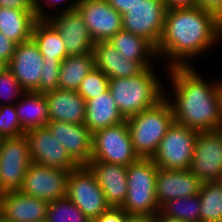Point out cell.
Wrapping results in <instances>:
<instances>
[{"label": "cell", "mask_w": 222, "mask_h": 222, "mask_svg": "<svg viewBox=\"0 0 222 222\" xmlns=\"http://www.w3.org/2000/svg\"><path fill=\"white\" fill-rule=\"evenodd\" d=\"M221 39L222 20L213 12L199 7L168 9L155 49L158 58L169 59L167 68L190 66L189 59L209 51Z\"/></svg>", "instance_id": "cell-1"}, {"label": "cell", "mask_w": 222, "mask_h": 222, "mask_svg": "<svg viewBox=\"0 0 222 222\" xmlns=\"http://www.w3.org/2000/svg\"><path fill=\"white\" fill-rule=\"evenodd\" d=\"M192 66L168 68L174 98L166 92L164 97L171 106L174 121L197 132L221 130L218 82L209 83Z\"/></svg>", "instance_id": "cell-2"}, {"label": "cell", "mask_w": 222, "mask_h": 222, "mask_svg": "<svg viewBox=\"0 0 222 222\" xmlns=\"http://www.w3.org/2000/svg\"><path fill=\"white\" fill-rule=\"evenodd\" d=\"M108 89L125 119L156 105L165 92L154 67L137 76L109 79Z\"/></svg>", "instance_id": "cell-3"}, {"label": "cell", "mask_w": 222, "mask_h": 222, "mask_svg": "<svg viewBox=\"0 0 222 222\" xmlns=\"http://www.w3.org/2000/svg\"><path fill=\"white\" fill-rule=\"evenodd\" d=\"M131 141L139 158L151 159L173 123V112L164 97L153 107L126 119Z\"/></svg>", "instance_id": "cell-4"}, {"label": "cell", "mask_w": 222, "mask_h": 222, "mask_svg": "<svg viewBox=\"0 0 222 222\" xmlns=\"http://www.w3.org/2000/svg\"><path fill=\"white\" fill-rule=\"evenodd\" d=\"M157 173L152 159L140 158L127 167L128 193L121 206L126 213L155 216L161 210L155 190Z\"/></svg>", "instance_id": "cell-5"}, {"label": "cell", "mask_w": 222, "mask_h": 222, "mask_svg": "<svg viewBox=\"0 0 222 222\" xmlns=\"http://www.w3.org/2000/svg\"><path fill=\"white\" fill-rule=\"evenodd\" d=\"M197 135V131L173 121L151 159L158 168L190 169Z\"/></svg>", "instance_id": "cell-6"}, {"label": "cell", "mask_w": 222, "mask_h": 222, "mask_svg": "<svg viewBox=\"0 0 222 222\" xmlns=\"http://www.w3.org/2000/svg\"><path fill=\"white\" fill-rule=\"evenodd\" d=\"M139 159L131 141L127 121L93 133L91 161L128 167Z\"/></svg>", "instance_id": "cell-7"}, {"label": "cell", "mask_w": 222, "mask_h": 222, "mask_svg": "<svg viewBox=\"0 0 222 222\" xmlns=\"http://www.w3.org/2000/svg\"><path fill=\"white\" fill-rule=\"evenodd\" d=\"M66 197L93 222L111 206L97 183L94 173L87 165L70 171Z\"/></svg>", "instance_id": "cell-8"}, {"label": "cell", "mask_w": 222, "mask_h": 222, "mask_svg": "<svg viewBox=\"0 0 222 222\" xmlns=\"http://www.w3.org/2000/svg\"><path fill=\"white\" fill-rule=\"evenodd\" d=\"M31 153L25 135L1 138L0 141V194L19 191L28 167Z\"/></svg>", "instance_id": "cell-9"}, {"label": "cell", "mask_w": 222, "mask_h": 222, "mask_svg": "<svg viewBox=\"0 0 222 222\" xmlns=\"http://www.w3.org/2000/svg\"><path fill=\"white\" fill-rule=\"evenodd\" d=\"M166 11L164 0H143L122 15V30L147 39L156 48Z\"/></svg>", "instance_id": "cell-10"}, {"label": "cell", "mask_w": 222, "mask_h": 222, "mask_svg": "<svg viewBox=\"0 0 222 222\" xmlns=\"http://www.w3.org/2000/svg\"><path fill=\"white\" fill-rule=\"evenodd\" d=\"M24 135L33 163L66 171L80 166L46 126L27 130Z\"/></svg>", "instance_id": "cell-11"}, {"label": "cell", "mask_w": 222, "mask_h": 222, "mask_svg": "<svg viewBox=\"0 0 222 222\" xmlns=\"http://www.w3.org/2000/svg\"><path fill=\"white\" fill-rule=\"evenodd\" d=\"M70 171L32 163L25 174L20 192L47 202L66 197Z\"/></svg>", "instance_id": "cell-12"}, {"label": "cell", "mask_w": 222, "mask_h": 222, "mask_svg": "<svg viewBox=\"0 0 222 222\" xmlns=\"http://www.w3.org/2000/svg\"><path fill=\"white\" fill-rule=\"evenodd\" d=\"M190 170L203 183L222 178V129L198 132Z\"/></svg>", "instance_id": "cell-13"}, {"label": "cell", "mask_w": 222, "mask_h": 222, "mask_svg": "<svg viewBox=\"0 0 222 222\" xmlns=\"http://www.w3.org/2000/svg\"><path fill=\"white\" fill-rule=\"evenodd\" d=\"M76 8L94 43L108 41L122 30V15L106 0H79Z\"/></svg>", "instance_id": "cell-14"}, {"label": "cell", "mask_w": 222, "mask_h": 222, "mask_svg": "<svg viewBox=\"0 0 222 222\" xmlns=\"http://www.w3.org/2000/svg\"><path fill=\"white\" fill-rule=\"evenodd\" d=\"M49 15L46 20L59 32L68 56H81L92 52L94 41L77 8Z\"/></svg>", "instance_id": "cell-15"}, {"label": "cell", "mask_w": 222, "mask_h": 222, "mask_svg": "<svg viewBox=\"0 0 222 222\" xmlns=\"http://www.w3.org/2000/svg\"><path fill=\"white\" fill-rule=\"evenodd\" d=\"M46 127L79 165L91 161L93 133L84 124L49 121Z\"/></svg>", "instance_id": "cell-16"}, {"label": "cell", "mask_w": 222, "mask_h": 222, "mask_svg": "<svg viewBox=\"0 0 222 222\" xmlns=\"http://www.w3.org/2000/svg\"><path fill=\"white\" fill-rule=\"evenodd\" d=\"M202 183L190 169L158 168L155 190L160 208L170 200L199 194Z\"/></svg>", "instance_id": "cell-17"}, {"label": "cell", "mask_w": 222, "mask_h": 222, "mask_svg": "<svg viewBox=\"0 0 222 222\" xmlns=\"http://www.w3.org/2000/svg\"><path fill=\"white\" fill-rule=\"evenodd\" d=\"M7 66L26 92H34L39 87L43 56L32 38L16 45Z\"/></svg>", "instance_id": "cell-18"}, {"label": "cell", "mask_w": 222, "mask_h": 222, "mask_svg": "<svg viewBox=\"0 0 222 222\" xmlns=\"http://www.w3.org/2000/svg\"><path fill=\"white\" fill-rule=\"evenodd\" d=\"M87 166L94 173L107 203L121 207L128 193L127 167L104 161H90Z\"/></svg>", "instance_id": "cell-19"}, {"label": "cell", "mask_w": 222, "mask_h": 222, "mask_svg": "<svg viewBox=\"0 0 222 222\" xmlns=\"http://www.w3.org/2000/svg\"><path fill=\"white\" fill-rule=\"evenodd\" d=\"M2 216L10 222L46 221L49 202L20 191L1 194Z\"/></svg>", "instance_id": "cell-20"}, {"label": "cell", "mask_w": 222, "mask_h": 222, "mask_svg": "<svg viewBox=\"0 0 222 222\" xmlns=\"http://www.w3.org/2000/svg\"><path fill=\"white\" fill-rule=\"evenodd\" d=\"M92 53L95 68L109 79L137 76L147 69L141 62L126 59L108 41L94 43Z\"/></svg>", "instance_id": "cell-21"}, {"label": "cell", "mask_w": 222, "mask_h": 222, "mask_svg": "<svg viewBox=\"0 0 222 222\" xmlns=\"http://www.w3.org/2000/svg\"><path fill=\"white\" fill-rule=\"evenodd\" d=\"M44 95L49 121L84 124L86 100L77 91L57 88Z\"/></svg>", "instance_id": "cell-22"}, {"label": "cell", "mask_w": 222, "mask_h": 222, "mask_svg": "<svg viewBox=\"0 0 222 222\" xmlns=\"http://www.w3.org/2000/svg\"><path fill=\"white\" fill-rule=\"evenodd\" d=\"M85 112L84 125L92 133L126 121L120 113L109 89L97 97L86 100Z\"/></svg>", "instance_id": "cell-23"}, {"label": "cell", "mask_w": 222, "mask_h": 222, "mask_svg": "<svg viewBox=\"0 0 222 222\" xmlns=\"http://www.w3.org/2000/svg\"><path fill=\"white\" fill-rule=\"evenodd\" d=\"M108 42L126 59L141 62L146 68L154 67L151 62L158 58L155 47L147 39L124 30L118 31Z\"/></svg>", "instance_id": "cell-24"}, {"label": "cell", "mask_w": 222, "mask_h": 222, "mask_svg": "<svg viewBox=\"0 0 222 222\" xmlns=\"http://www.w3.org/2000/svg\"><path fill=\"white\" fill-rule=\"evenodd\" d=\"M37 20L35 11L0 7V32L17 45L31 39Z\"/></svg>", "instance_id": "cell-25"}, {"label": "cell", "mask_w": 222, "mask_h": 222, "mask_svg": "<svg viewBox=\"0 0 222 222\" xmlns=\"http://www.w3.org/2000/svg\"><path fill=\"white\" fill-rule=\"evenodd\" d=\"M21 97L20 101L15 102V108L22 129L26 132L30 129L45 127L49 122L45 95L29 91Z\"/></svg>", "instance_id": "cell-26"}, {"label": "cell", "mask_w": 222, "mask_h": 222, "mask_svg": "<svg viewBox=\"0 0 222 222\" xmlns=\"http://www.w3.org/2000/svg\"><path fill=\"white\" fill-rule=\"evenodd\" d=\"M43 60H63L68 55L59 32L46 20L38 19L33 26L32 37Z\"/></svg>", "instance_id": "cell-27"}, {"label": "cell", "mask_w": 222, "mask_h": 222, "mask_svg": "<svg viewBox=\"0 0 222 222\" xmlns=\"http://www.w3.org/2000/svg\"><path fill=\"white\" fill-rule=\"evenodd\" d=\"M94 67L92 52L81 56H67L60 64L59 88L77 91L82 80Z\"/></svg>", "instance_id": "cell-28"}, {"label": "cell", "mask_w": 222, "mask_h": 222, "mask_svg": "<svg viewBox=\"0 0 222 222\" xmlns=\"http://www.w3.org/2000/svg\"><path fill=\"white\" fill-rule=\"evenodd\" d=\"M200 222H222V186L204 182L199 191Z\"/></svg>", "instance_id": "cell-29"}, {"label": "cell", "mask_w": 222, "mask_h": 222, "mask_svg": "<svg viewBox=\"0 0 222 222\" xmlns=\"http://www.w3.org/2000/svg\"><path fill=\"white\" fill-rule=\"evenodd\" d=\"M161 211L167 216L187 222H200L199 195L170 200L161 207Z\"/></svg>", "instance_id": "cell-30"}, {"label": "cell", "mask_w": 222, "mask_h": 222, "mask_svg": "<svg viewBox=\"0 0 222 222\" xmlns=\"http://www.w3.org/2000/svg\"><path fill=\"white\" fill-rule=\"evenodd\" d=\"M46 222H91L67 197L50 201Z\"/></svg>", "instance_id": "cell-31"}, {"label": "cell", "mask_w": 222, "mask_h": 222, "mask_svg": "<svg viewBox=\"0 0 222 222\" xmlns=\"http://www.w3.org/2000/svg\"><path fill=\"white\" fill-rule=\"evenodd\" d=\"M109 78L99 69L93 68L82 80L77 92L85 99L101 95L108 90Z\"/></svg>", "instance_id": "cell-32"}, {"label": "cell", "mask_w": 222, "mask_h": 222, "mask_svg": "<svg viewBox=\"0 0 222 222\" xmlns=\"http://www.w3.org/2000/svg\"><path fill=\"white\" fill-rule=\"evenodd\" d=\"M25 134L18 119L15 104L0 103V137H19Z\"/></svg>", "instance_id": "cell-33"}, {"label": "cell", "mask_w": 222, "mask_h": 222, "mask_svg": "<svg viewBox=\"0 0 222 222\" xmlns=\"http://www.w3.org/2000/svg\"><path fill=\"white\" fill-rule=\"evenodd\" d=\"M25 92L8 66H2L0 68V98L3 99V102H9H6L5 105L15 104L13 98L17 102Z\"/></svg>", "instance_id": "cell-34"}, {"label": "cell", "mask_w": 222, "mask_h": 222, "mask_svg": "<svg viewBox=\"0 0 222 222\" xmlns=\"http://www.w3.org/2000/svg\"><path fill=\"white\" fill-rule=\"evenodd\" d=\"M61 60H43L39 87L34 91L45 94L59 88Z\"/></svg>", "instance_id": "cell-35"}, {"label": "cell", "mask_w": 222, "mask_h": 222, "mask_svg": "<svg viewBox=\"0 0 222 222\" xmlns=\"http://www.w3.org/2000/svg\"><path fill=\"white\" fill-rule=\"evenodd\" d=\"M41 1L47 6V9L55 8L56 5H60V2H65V7L61 8L63 11L75 9L79 2V0H73L74 2H69L70 4H67L68 0H35V13L38 19H46L49 16V14H46L47 11L45 7L42 6Z\"/></svg>", "instance_id": "cell-36"}, {"label": "cell", "mask_w": 222, "mask_h": 222, "mask_svg": "<svg viewBox=\"0 0 222 222\" xmlns=\"http://www.w3.org/2000/svg\"><path fill=\"white\" fill-rule=\"evenodd\" d=\"M16 43L0 32V64L7 66L15 53Z\"/></svg>", "instance_id": "cell-37"}, {"label": "cell", "mask_w": 222, "mask_h": 222, "mask_svg": "<svg viewBox=\"0 0 222 222\" xmlns=\"http://www.w3.org/2000/svg\"><path fill=\"white\" fill-rule=\"evenodd\" d=\"M93 222H126V212L121 207H110Z\"/></svg>", "instance_id": "cell-38"}, {"label": "cell", "mask_w": 222, "mask_h": 222, "mask_svg": "<svg viewBox=\"0 0 222 222\" xmlns=\"http://www.w3.org/2000/svg\"><path fill=\"white\" fill-rule=\"evenodd\" d=\"M0 7L35 11V0H0Z\"/></svg>", "instance_id": "cell-39"}, {"label": "cell", "mask_w": 222, "mask_h": 222, "mask_svg": "<svg viewBox=\"0 0 222 222\" xmlns=\"http://www.w3.org/2000/svg\"><path fill=\"white\" fill-rule=\"evenodd\" d=\"M196 7L213 12L222 20V0H196Z\"/></svg>", "instance_id": "cell-40"}, {"label": "cell", "mask_w": 222, "mask_h": 222, "mask_svg": "<svg viewBox=\"0 0 222 222\" xmlns=\"http://www.w3.org/2000/svg\"><path fill=\"white\" fill-rule=\"evenodd\" d=\"M116 11L124 15L131 7L143 0H106Z\"/></svg>", "instance_id": "cell-41"}, {"label": "cell", "mask_w": 222, "mask_h": 222, "mask_svg": "<svg viewBox=\"0 0 222 222\" xmlns=\"http://www.w3.org/2000/svg\"><path fill=\"white\" fill-rule=\"evenodd\" d=\"M168 9L196 7V0H164Z\"/></svg>", "instance_id": "cell-42"}, {"label": "cell", "mask_w": 222, "mask_h": 222, "mask_svg": "<svg viewBox=\"0 0 222 222\" xmlns=\"http://www.w3.org/2000/svg\"><path fill=\"white\" fill-rule=\"evenodd\" d=\"M126 222H155V216L126 213Z\"/></svg>", "instance_id": "cell-43"}, {"label": "cell", "mask_w": 222, "mask_h": 222, "mask_svg": "<svg viewBox=\"0 0 222 222\" xmlns=\"http://www.w3.org/2000/svg\"><path fill=\"white\" fill-rule=\"evenodd\" d=\"M155 222H187L179 218L165 215L161 210L155 215Z\"/></svg>", "instance_id": "cell-44"}, {"label": "cell", "mask_w": 222, "mask_h": 222, "mask_svg": "<svg viewBox=\"0 0 222 222\" xmlns=\"http://www.w3.org/2000/svg\"><path fill=\"white\" fill-rule=\"evenodd\" d=\"M217 94L219 98V112H220V117L222 121V82L218 81V86H217Z\"/></svg>", "instance_id": "cell-45"}, {"label": "cell", "mask_w": 222, "mask_h": 222, "mask_svg": "<svg viewBox=\"0 0 222 222\" xmlns=\"http://www.w3.org/2000/svg\"><path fill=\"white\" fill-rule=\"evenodd\" d=\"M2 216V201H1V194H0V217Z\"/></svg>", "instance_id": "cell-46"}, {"label": "cell", "mask_w": 222, "mask_h": 222, "mask_svg": "<svg viewBox=\"0 0 222 222\" xmlns=\"http://www.w3.org/2000/svg\"><path fill=\"white\" fill-rule=\"evenodd\" d=\"M0 222H10V221H7L3 216L0 217Z\"/></svg>", "instance_id": "cell-47"}, {"label": "cell", "mask_w": 222, "mask_h": 222, "mask_svg": "<svg viewBox=\"0 0 222 222\" xmlns=\"http://www.w3.org/2000/svg\"><path fill=\"white\" fill-rule=\"evenodd\" d=\"M220 183V185L222 186V178L218 181Z\"/></svg>", "instance_id": "cell-48"}]
</instances>
